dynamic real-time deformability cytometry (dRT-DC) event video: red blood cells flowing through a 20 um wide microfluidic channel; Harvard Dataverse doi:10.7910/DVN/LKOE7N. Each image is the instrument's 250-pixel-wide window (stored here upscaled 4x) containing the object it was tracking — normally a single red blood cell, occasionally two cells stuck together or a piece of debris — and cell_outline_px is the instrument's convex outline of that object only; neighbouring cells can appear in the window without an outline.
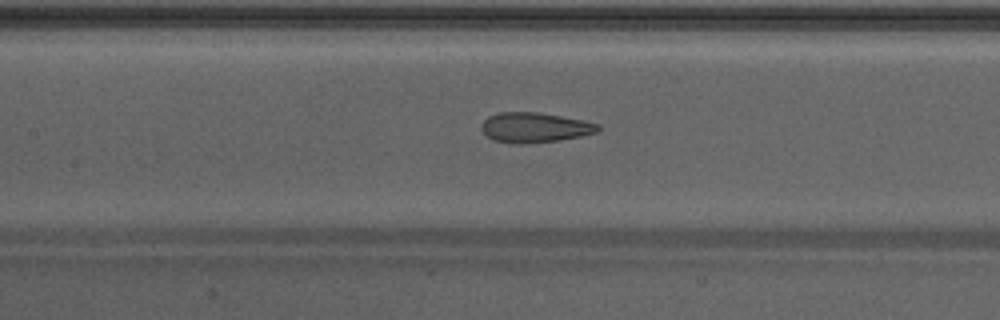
{"species": "Egyptian fruit bat (a non-hibernating species)", "species_latin": "Rousettus aegyptiacus", "temperature_condition": "warm", "stored_images_in_passage": 27, "camera_frame_rate_fps": 3000, "um_per_image_px": 0.085, "animal": {"sex": "male"}, "frame": {"image": 1, "passage_image": 8, "time_ms": 2.333, "image_size_px": [1000, 320], "cell_outline_px": [[600, 128], [596, 132], [580, 136], [560, 140], [520, 144], [496, 140], [488, 136], [480, 128], [480, 124], [488, 116], [500, 112], [540, 112], [584, 120], [600, 124]], "centroid_in_image_um": [45.46, 10.82], "position_along_channel_um": 161.9, "area_um2": 20.29}}
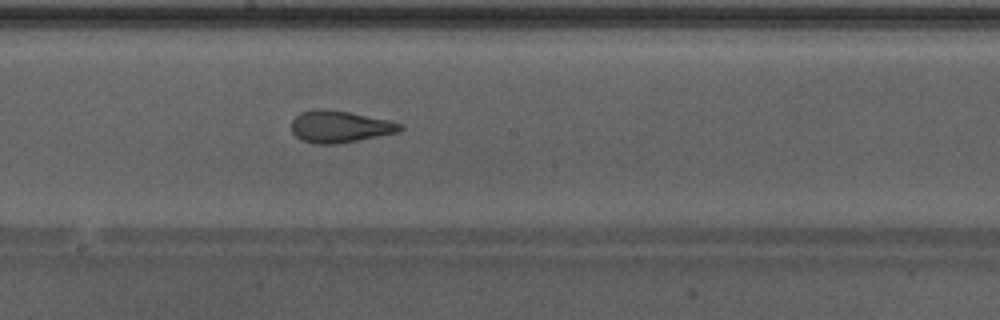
{"frame": {"image": 2, "passage_image": 12, "time_ms": 3.667, "image_size_px": [1000, 320], "cell_outline_px": [[404, 128], [396, 132], [336, 144], [316, 144], [300, 140], [292, 132], [292, 120], [300, 112], [312, 108], [324, 108], [348, 112], [392, 120], [404, 124]], "centroid_in_image_um": [28.86, 10.74], "position_along_channel_um": 219.3, "area_um2": 20.29}}